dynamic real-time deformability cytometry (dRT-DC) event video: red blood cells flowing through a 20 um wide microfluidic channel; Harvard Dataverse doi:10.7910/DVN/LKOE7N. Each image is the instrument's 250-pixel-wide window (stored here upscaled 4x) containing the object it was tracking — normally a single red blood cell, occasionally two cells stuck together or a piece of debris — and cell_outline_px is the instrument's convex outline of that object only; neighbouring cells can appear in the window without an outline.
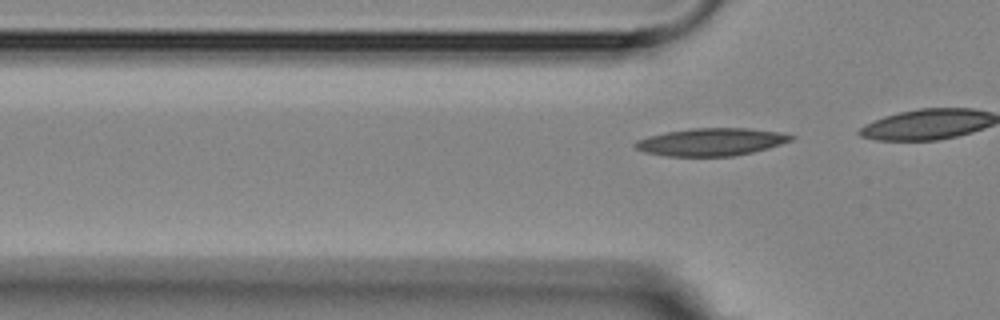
{"species": "Egyptian fruit bat (a non-hibernating species)", "species_latin": "Rousettus aegyptiacus", "temperature_condition": "room temperature", "stored_images_in_passage": 7, "segment_of_instrument_passage": [2, 2], "camera_frame_rate_fps": 3000, "um_per_image_px": 0.085, "animal": {"sex": "female"}, "frame": {"image": 1, "passage_image": 7, "time_ms": 6.667, "image_size_px": [1000, 320], "cell_outline_px": [[796, 136], [792, 140], [768, 148], [736, 156], [668, 156], [644, 152], [636, 148], [632, 144], [636, 140], [648, 136], [664, 132], [692, 128], [748, 128], [780, 132]], "centroid_in_image_um": [60.43, 12.06], "position_along_channel_um": 65.4, "area_um2": 25.14}}